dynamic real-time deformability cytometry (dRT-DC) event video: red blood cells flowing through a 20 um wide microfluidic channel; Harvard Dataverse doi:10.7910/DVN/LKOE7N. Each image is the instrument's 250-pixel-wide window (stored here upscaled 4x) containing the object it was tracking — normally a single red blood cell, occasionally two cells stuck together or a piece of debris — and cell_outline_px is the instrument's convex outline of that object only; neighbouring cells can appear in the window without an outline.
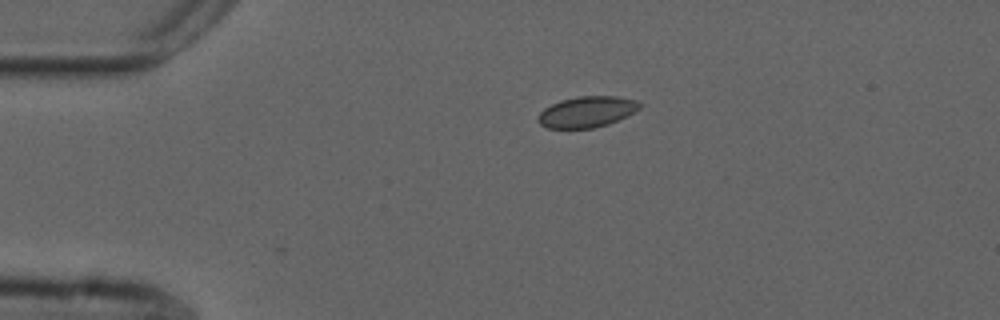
{"species": "common noctule bat (a hibernating species)", "species_latin": "Nyctalus noctula", "temperature_condition": "cold", "stored_images_in_passage": 4, "camera_frame_rate_fps": 3000, "um_per_image_px": 0.085, "animal": {"sex": "male", "forearm_length_mm": 52.5}, "frame": {"image": 1, "passage_image": 1, "time_ms": 0.0, "image_size_px": [1000, 320], "cell_outline_px": [[644, 104], [636, 112], [628, 116], [608, 124], [592, 128], [548, 128], [540, 124], [536, 120], [536, 116], [544, 108], [560, 100], [576, 96], [616, 96], [636, 100]], "centroid_in_image_um": [49.9, 9.5], "position_along_channel_um": 35.1, "area_um2": 18.61}}